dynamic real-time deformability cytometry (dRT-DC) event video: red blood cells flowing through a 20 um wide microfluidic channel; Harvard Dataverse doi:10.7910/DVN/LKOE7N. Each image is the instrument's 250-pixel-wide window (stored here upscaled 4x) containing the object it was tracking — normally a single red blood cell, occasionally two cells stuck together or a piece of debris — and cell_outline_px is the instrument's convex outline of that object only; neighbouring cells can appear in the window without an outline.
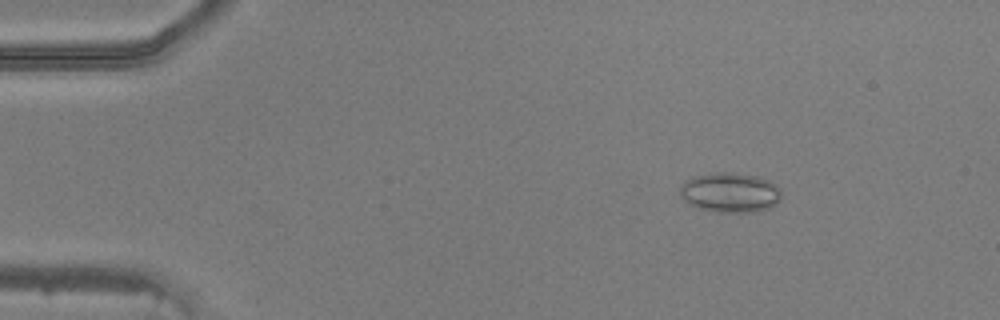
{"species": "common noctule bat (a hibernating species)", "species_latin": "Nyctalus noctula", "temperature_condition": "warm", "stored_images_in_passage": 48, "camera_frame_rate_fps": 3000, "um_per_image_px": 0.085, "animal": {"sex": "male", "body_mass_g": 20.5, "forearm_length_mm": 52.5}, "frame": {"image": 1, "passage_image": 7, "time_ms": 2.0, "image_size_px": [1000, 320], "cell_outline_px": [[780, 200], [772, 208], [752, 212], [716, 212], [696, 208], [688, 204], [680, 196], [680, 184], [692, 176], [716, 172], [736, 172], [756, 176], [768, 180], [776, 184], [780, 188]], "centroid_in_image_um": [62.04, 16.36], "position_along_channel_um": 23.0, "area_um2": 23.99}}
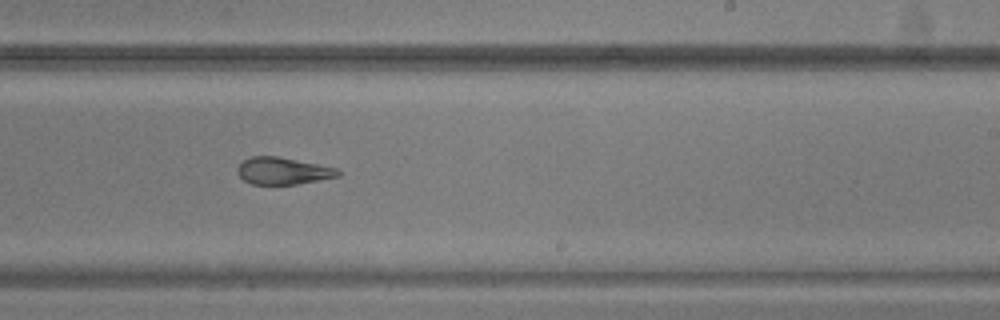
{"frame": {"image": 2, "passage_image": 30, "time_ms": 9.667, "image_size_px": [1000, 320], "cell_outline_px": [[340, 176], [296, 184], [252, 184], [244, 180], [236, 172], [236, 168], [244, 160], [252, 156], [276, 156], [336, 168], [340, 172]], "centroid_in_image_um": [24.01, 14.53], "position_along_channel_um": 265.0, "area_um2": 15.61}}
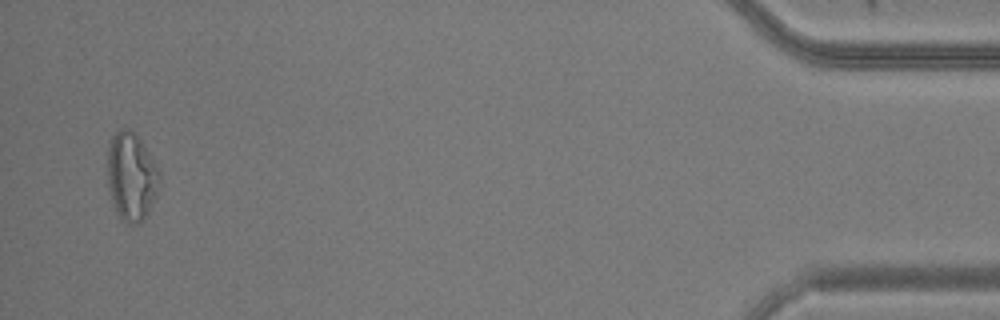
{"frame": {"image": 3, "passage_image": 47, "time_ms": 15.333, "image_size_px": [1000, 320], "cell_outline_px": [[160, 172], [156, 192], [152, 204], [144, 220], [140, 224], [132, 224], [116, 216], [108, 184], [108, 144], [112, 136], [120, 128], [128, 128], [136, 132]], "centroid_in_image_um": [11.14, 14.99], "position_along_channel_um": 424.1, "area_um2": 26.65}}